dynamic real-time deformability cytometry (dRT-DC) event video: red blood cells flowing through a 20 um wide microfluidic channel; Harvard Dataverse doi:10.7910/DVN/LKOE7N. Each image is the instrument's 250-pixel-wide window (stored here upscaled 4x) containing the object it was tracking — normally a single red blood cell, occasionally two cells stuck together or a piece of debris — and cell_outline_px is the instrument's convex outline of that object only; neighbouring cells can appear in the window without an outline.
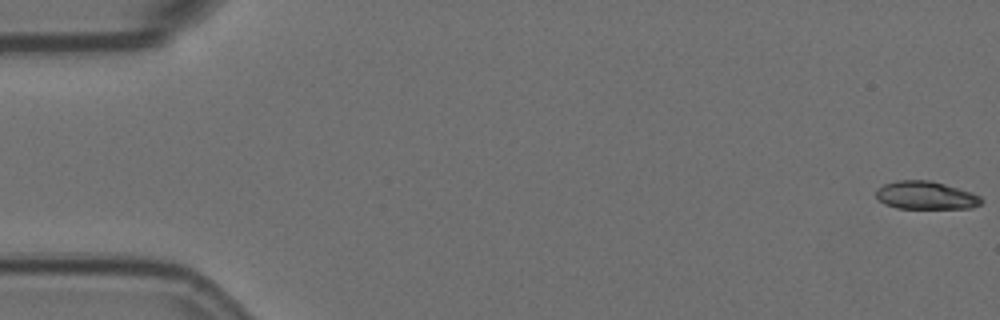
{"species": "Egyptian fruit bat (a non-hibernating species)", "species_latin": "Rousettus aegyptiacus", "temperature_condition": "room temperature", "stored_images_in_passage": 5, "camera_frame_rate_fps": 3000, "um_per_image_px": 0.085, "animal": {"sex": "female"}, "frame": {"image": 1, "passage_image": 1, "time_ms": 0.0, "image_size_px": [1000, 320], "cell_outline_px": [[984, 200], [980, 204], [972, 208], [896, 208], [884, 204], [876, 196], [876, 188], [884, 184], [896, 180], [928, 180], [944, 184], [972, 192], [980, 196]], "centroid_in_image_um": [78.68, 16.6], "position_along_channel_um": 6.3, "area_um2": 17.22}}
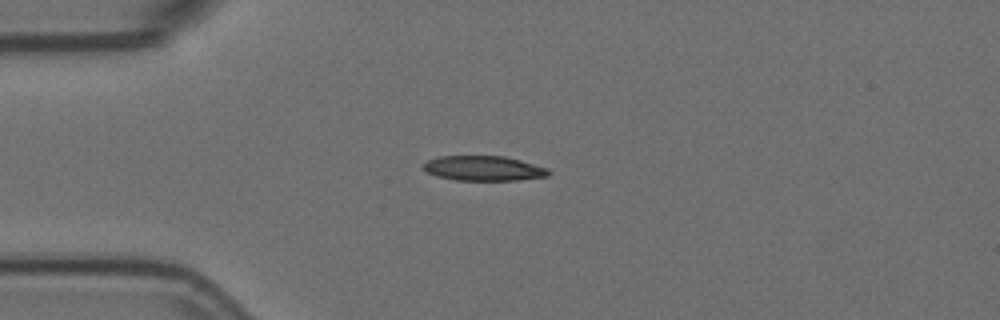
{"frame": {"image": 2, "passage_image": 5, "time_ms": 1.333, "image_size_px": [1000, 320], "cell_outline_px": [[552, 172], [548, 176], [516, 180], [456, 180], [436, 176], [428, 172], [424, 168], [424, 164], [428, 160], [440, 156], [504, 156], [520, 160], [548, 168]], "centroid_in_image_um": [41.14, 14.31], "position_along_channel_um": 43.9, "area_um2": 18.03}}